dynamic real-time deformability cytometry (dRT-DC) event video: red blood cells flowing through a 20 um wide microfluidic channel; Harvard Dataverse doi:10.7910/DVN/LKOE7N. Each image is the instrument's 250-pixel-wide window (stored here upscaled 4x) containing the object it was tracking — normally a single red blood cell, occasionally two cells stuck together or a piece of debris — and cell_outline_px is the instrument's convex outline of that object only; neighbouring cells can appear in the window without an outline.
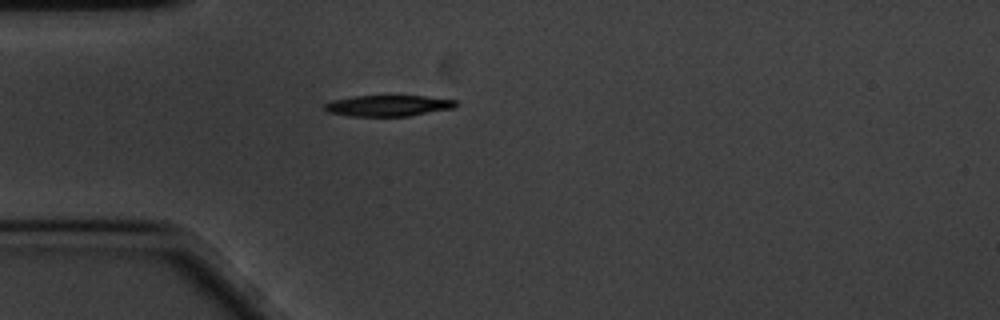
{"species": "common noctule bat (a hibernating species)", "species_latin": "Nyctalus noctula", "temperature_condition": "cold", "stored_images_in_passage": 40, "camera_frame_rate_fps": 3000, "um_per_image_px": 0.085, "animal": {"sex": "male", "body_mass_g": 20.1, "forearm_length_mm": 53.5}, "frame": {"image": 1, "passage_image": 1, "time_ms": 0.0, "image_size_px": [1000, 320], "cell_outline_px": [[460, 104], [456, 108], [408, 116], [348, 116], [328, 112], [324, 108], [324, 104], [332, 100], [352, 96], [424, 96], [456, 100]], "centroid_in_image_um": [33.03, 8.98], "position_along_channel_um": 52.0, "area_um2": 16.24}}
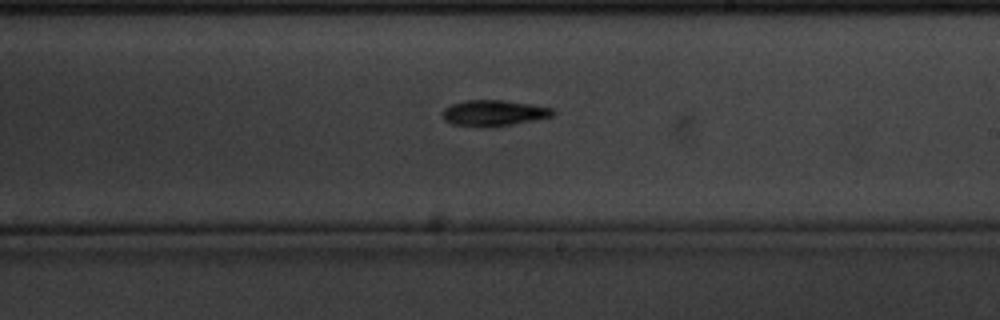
{"frame": {"image": 2, "passage_image": 19, "time_ms": 6.0, "image_size_px": [1000, 320], "cell_outline_px": [[556, 112], [552, 116], [512, 124], [452, 124], [444, 120], [440, 112], [444, 108], [452, 104], [464, 100], [504, 100], [552, 108]], "centroid_in_image_um": [41.94, 9.55], "position_along_channel_um": 247.1, "area_um2": 15.84}}
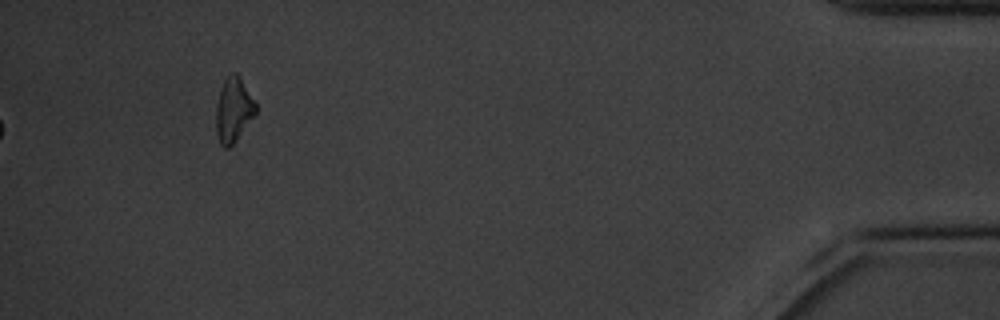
{"frame": {"image": 3, "passage_image": 40, "time_ms": 13.0, "image_size_px": [1000, 320], "cell_outline_px": [[256, 112], [236, 140], [228, 148], [224, 148], [220, 144], [216, 132], [216, 104], [220, 88], [224, 80], [232, 72], [236, 72], [240, 76], [256, 104]], "centroid_in_image_um": [19.82, 9.32], "position_along_channel_um": 415.4, "area_um2": 14.8}, "authors_computed_cell_mechanics": {"area_um2": 16.2996, "velocity_mm_per_s": 3.368, "shape_relaxation_time_tau1_ms": 2.884, "shape_relaxation_time_tau2_ms": null, "deformation_change_tau1": 0.1336, "deformation_change_tau2": null}}